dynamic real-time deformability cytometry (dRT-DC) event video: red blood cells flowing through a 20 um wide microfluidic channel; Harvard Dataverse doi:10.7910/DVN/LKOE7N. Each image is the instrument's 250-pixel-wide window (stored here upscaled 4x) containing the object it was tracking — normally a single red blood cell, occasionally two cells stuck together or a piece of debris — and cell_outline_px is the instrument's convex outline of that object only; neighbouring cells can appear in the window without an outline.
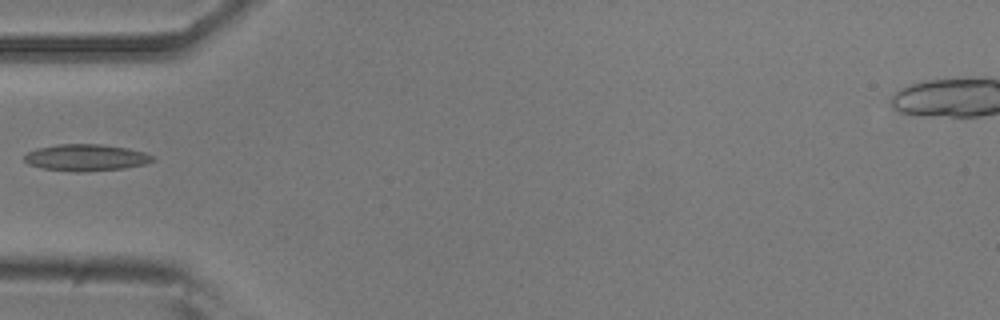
{"species": "common noctule bat (a hibernating species)", "species_latin": "Nyctalus noctula", "temperature_condition": "room temperature", "stored_images_in_passage": 34, "camera_frame_rate_fps": 3000, "um_per_image_px": 0.085, "animal": {"sex": "male", "body_mass_g": 20.5, "forearm_length_mm": 52.5}, "frame": {"image": 1, "passage_image": 1, "time_ms": 0.0, "image_size_px": [1000, 320], "cell_outline_px": [[156, 160], [144, 164], [124, 168], [40, 168], [28, 164], [24, 160], [24, 156], [28, 152], [36, 148], [56, 144], [100, 144], [128, 148], [144, 152], [152, 156]], "centroid_in_image_um": [7.31, 13.32], "position_along_channel_um": 77.7, "area_um2": 18.73}}
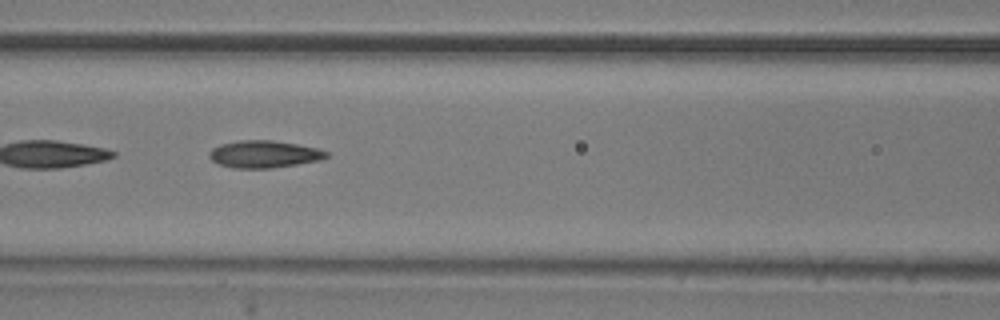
{"frame": {"image": 2, "passage_image": 6, "time_ms": 1.667, "image_size_px": [1000, 320], "cell_outline_px": [[328, 156], [320, 160], [272, 168], [232, 168], [220, 164], [212, 160], [208, 156], [208, 152], [212, 148], [220, 144], [240, 140], [272, 140], [296, 144], [316, 148], [328, 152]], "centroid_in_image_um": [22.41, 13.1], "position_along_channel_um": 144.2, "area_um2": 18.5}}
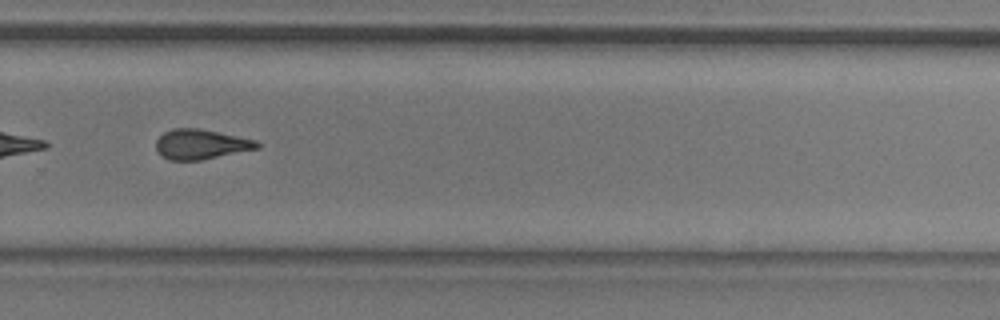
{"frame": {"image": 3, "passage_image": 19, "time_ms": 6.0, "image_size_px": [1000, 320], "cell_outline_px": [[260, 148], [200, 160], [172, 160], [160, 156], [156, 148], [156, 140], [164, 132], [172, 128], [196, 128], [256, 140], [260, 144]], "centroid_in_image_um": [17.05, 12.27], "position_along_channel_um": 312.8, "area_um2": 17.46}}